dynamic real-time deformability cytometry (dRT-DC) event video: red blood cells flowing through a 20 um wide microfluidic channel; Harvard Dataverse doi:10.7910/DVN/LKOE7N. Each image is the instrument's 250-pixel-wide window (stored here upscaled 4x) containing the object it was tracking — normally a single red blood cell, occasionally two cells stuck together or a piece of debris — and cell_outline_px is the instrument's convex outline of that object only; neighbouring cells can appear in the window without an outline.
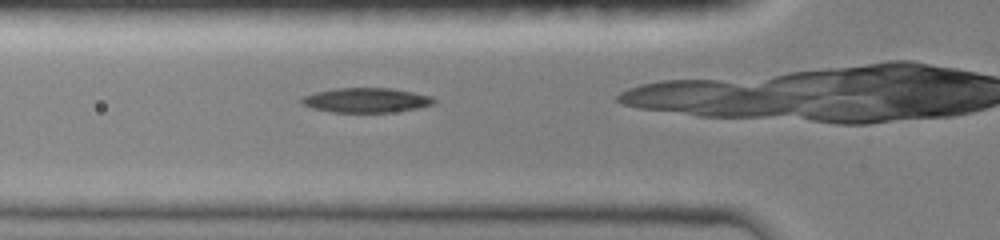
{"species": "common noctule bat (a hibernating species)", "species_latin": "Nyctalus noctula", "temperature_condition": "room temperature", "stored_images_in_passage": 33, "camera_frame_rate_fps": 3000, "um_per_image_px": 0.085, "animal": {"sex": "female", "body_mass_g": 19.0, "forearm_length_mm": 51.5}, "frame": {"image": 1, "passage_image": 11, "time_ms": 3.333, "image_size_px": [1000, 240], "cell_outline_px": [[436, 104], [416, 108], [392, 112], [332, 112], [312, 108], [304, 104], [300, 100], [304, 96], [316, 92], [336, 88], [388, 88], [412, 92], [432, 96], [436, 100]], "centroid_in_image_um": [31.16, 8.52], "position_along_channel_um": 94.6, "area_um2": 18.84}}
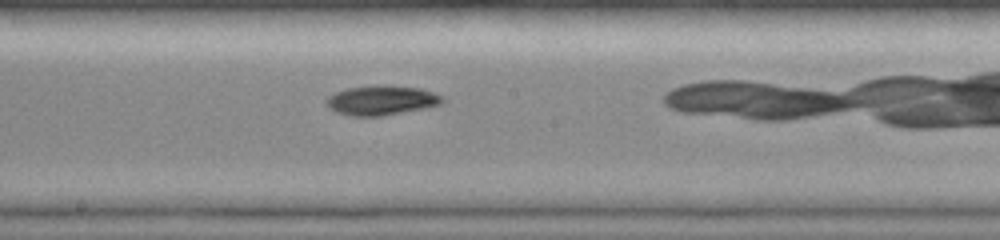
{"frame": {"image": 2, "passage_image": 20, "time_ms": 6.333, "image_size_px": [1000, 240], "cell_outline_px": [[444, 100], [440, 104], [424, 108], [380, 116], [352, 116], [336, 112], [328, 108], [324, 104], [324, 100], [328, 96], [336, 92], [348, 88], [380, 84], [420, 88], [444, 96]], "centroid_in_image_um": [32.38, 8.52], "position_along_channel_um": 215.8, "area_um2": 20.11}}
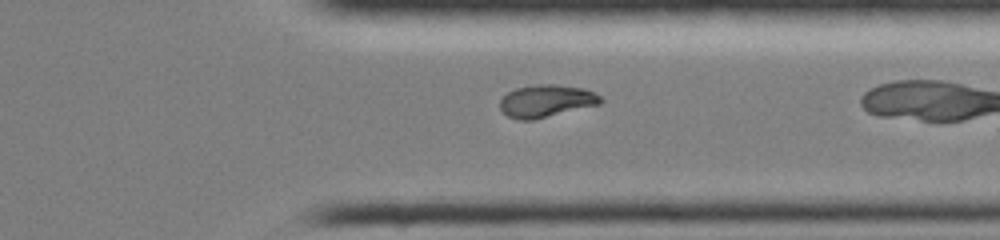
{"frame": {"image": 3, "passage_image": 31, "time_ms": 10.0, "image_size_px": [1000, 240], "cell_outline_px": [[604, 100], [600, 104], [532, 120], [520, 120], [508, 116], [500, 108], [500, 100], [508, 92], [516, 88], [536, 84], [552, 84], [584, 88], [600, 96]], "centroid_in_image_um": [46.43, 8.58], "position_along_channel_um": 365.0, "area_um2": 18.84}}